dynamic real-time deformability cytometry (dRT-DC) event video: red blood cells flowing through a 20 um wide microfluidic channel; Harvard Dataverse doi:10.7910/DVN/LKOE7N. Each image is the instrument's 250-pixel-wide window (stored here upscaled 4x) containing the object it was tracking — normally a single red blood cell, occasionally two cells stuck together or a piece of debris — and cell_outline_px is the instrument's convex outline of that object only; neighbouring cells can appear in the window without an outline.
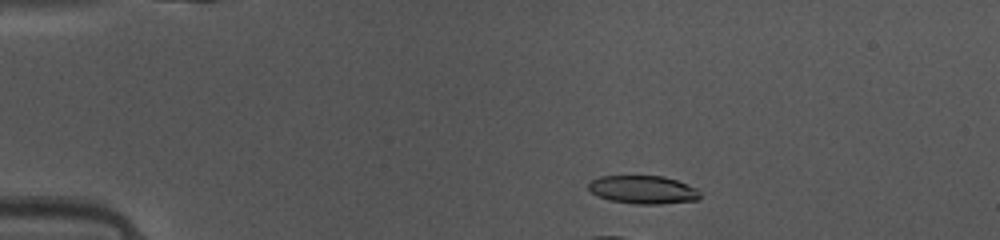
{"species": "common noctule bat (a hibernating species)", "species_latin": "Nyctalus noctula", "temperature_condition": "warm", "stored_images_in_passage": 13, "camera_frame_rate_fps": 3000, "um_per_image_px": 0.085, "animal": {"sex": "female", "body_mass_g": 10.0, "forearm_length_mm": 53.1}, "frame": {"image": 1, "passage_image": 10, "time_ms": 3.0, "image_size_px": [1000, 240], "cell_outline_px": [[700, 200], [660, 204], [636, 204], [608, 200], [596, 196], [588, 188], [588, 184], [592, 180], [600, 176], [664, 176], [676, 180], [696, 188], [700, 192]], "centroid_in_image_um": [54.66, 16.13], "position_along_channel_um": 30.3, "area_um2": 18.44}}